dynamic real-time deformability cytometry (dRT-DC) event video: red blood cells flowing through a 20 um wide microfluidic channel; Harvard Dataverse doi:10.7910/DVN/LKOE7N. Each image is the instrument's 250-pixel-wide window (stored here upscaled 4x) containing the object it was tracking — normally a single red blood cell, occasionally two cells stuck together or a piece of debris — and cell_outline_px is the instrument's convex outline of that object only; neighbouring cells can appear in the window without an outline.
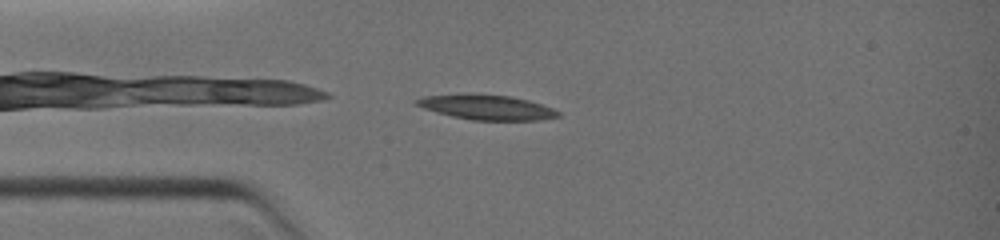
{"species": "common noctule bat (a hibernating species)", "species_latin": "Nyctalus noctula", "temperature_condition": "warm", "stored_images_in_passage": 22, "camera_frame_rate_fps": 3000, "um_per_image_px": 0.085, "animal": {"sex": "female", "body_mass_g": 19.0, "forearm_length_mm": 51.5}, "frame": {"image": 1, "passage_image": 2, "time_ms": 0.333, "image_size_px": [1000, 240], "cell_outline_px": [[560, 116], [540, 120], [472, 120], [452, 116], [436, 112], [424, 108], [416, 104], [412, 100], [424, 96], [464, 92], [512, 96], [528, 100], [552, 108], [560, 112]], "centroid_in_image_um": [41.32, 9.09], "position_along_channel_um": 43.7, "area_um2": 20.87}}
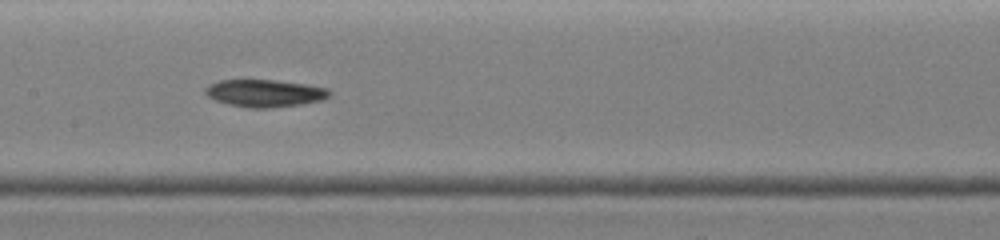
{"frame": {"image": 2, "passage_image": 10, "time_ms": 3.667, "image_size_px": [1000, 240], "cell_outline_px": [[332, 96], [320, 100], [300, 104], [268, 108], [252, 108], [228, 104], [216, 100], [208, 96], [204, 92], [204, 88], [208, 84], [220, 80], [276, 80], [304, 84], [328, 88], [332, 92]], "centroid_in_image_um": [22.5, 7.91], "position_along_channel_um": 184.9, "area_um2": 19.77}}
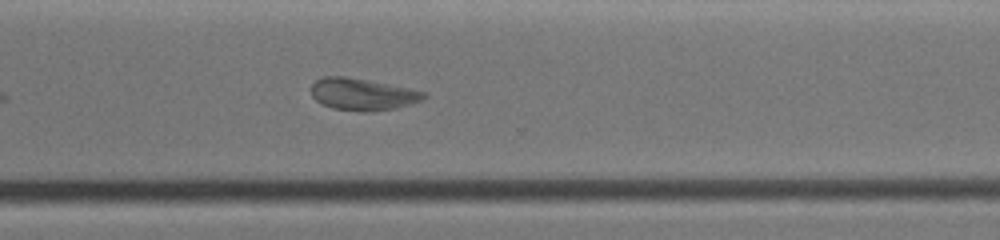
{"frame": {"image": 3, "passage_image": 18, "time_ms": 7.0, "image_size_px": [1000, 240], "cell_outline_px": [[428, 96], [420, 100], [396, 108], [368, 112], [364, 112], [332, 108], [316, 100], [312, 96], [312, 84], [316, 80], [324, 76], [344, 76], [408, 88], [428, 92]], "centroid_in_image_um": [30.81, 8.02], "position_along_channel_um": 339.8, "area_um2": 20.69}}